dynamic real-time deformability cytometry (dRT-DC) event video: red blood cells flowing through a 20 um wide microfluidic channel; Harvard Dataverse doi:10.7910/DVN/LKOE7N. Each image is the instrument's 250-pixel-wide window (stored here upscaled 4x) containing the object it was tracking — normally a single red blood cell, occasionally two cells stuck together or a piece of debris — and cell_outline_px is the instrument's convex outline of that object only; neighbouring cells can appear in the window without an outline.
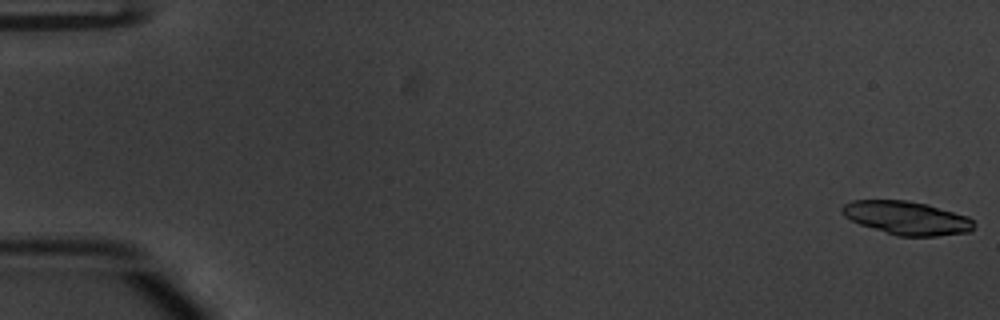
{"species": "common noctule bat (a hibernating species)", "species_latin": "Nyctalus noctula", "temperature_condition": "warm", "stored_images_in_passage": 53, "segment_of_instrument_passage": [1, 2], "camera_frame_rate_fps": 3000, "um_per_image_px": 0.085, "animal": {"sex": "male", "body_mass_g": 20.1, "forearm_length_mm": 53.5}, "frame": {"image": 1, "passage_image": 1, "time_ms": 0.0, "image_size_px": [1000, 320], "cell_outline_px": [[976, 224], [968, 232], [936, 236], [896, 236], [860, 224], [844, 216], [840, 212], [840, 208], [844, 204], [852, 200], [904, 200], [928, 204], [968, 216]], "centroid_in_image_um": [77.06, 18.52], "position_along_channel_um": 7.9, "area_um2": 25.72}}